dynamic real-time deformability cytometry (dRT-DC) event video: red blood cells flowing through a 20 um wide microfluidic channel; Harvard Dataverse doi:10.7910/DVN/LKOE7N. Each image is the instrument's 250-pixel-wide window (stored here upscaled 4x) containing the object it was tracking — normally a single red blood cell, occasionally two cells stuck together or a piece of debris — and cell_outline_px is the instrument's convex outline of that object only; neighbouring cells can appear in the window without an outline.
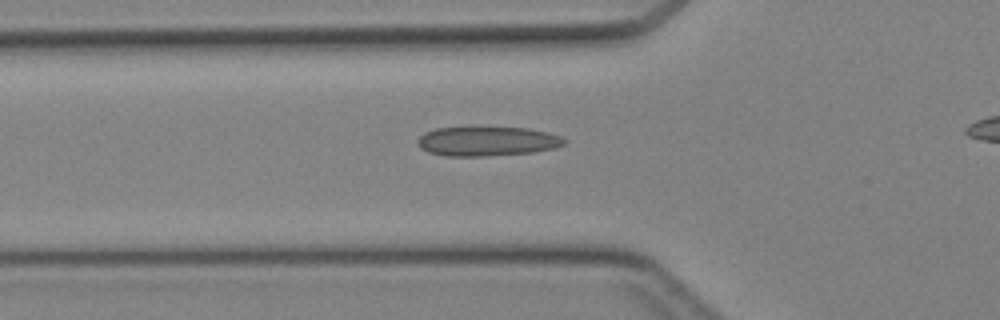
{"species": "Egyptian fruit bat (a non-hibernating species)", "species_latin": "Rousettus aegyptiacus", "temperature_condition": "cold", "stored_images_in_passage": 35, "camera_frame_rate_fps": 3000, "um_per_image_px": 0.085, "animal": {"sex": "female"}, "frame": {"image": 1, "passage_image": 11, "time_ms": 3.333, "image_size_px": [1000, 320], "cell_outline_px": [[568, 140], [564, 144], [556, 148], [532, 152], [484, 156], [444, 156], [428, 152], [420, 148], [416, 140], [424, 132], [436, 128], [528, 128], [548, 132], [560, 136]], "centroid_in_image_um": [41.41, 12.01], "position_along_channel_um": 84.4, "area_um2": 25.09}}
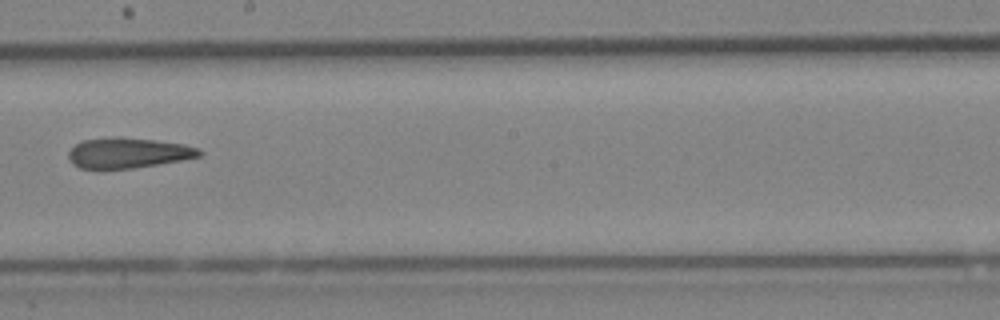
{"frame": {"image": 2, "passage_image": 21, "time_ms": 6.667, "image_size_px": [1000, 320], "cell_outline_px": [[204, 152], [200, 156], [180, 160], [132, 168], [80, 168], [72, 164], [68, 156], [68, 152], [76, 144], [84, 140], [156, 140], [184, 144], [200, 148]], "centroid_in_image_um": [10.94, 13.04], "position_along_channel_um": 237.3, "area_um2": 21.96}}
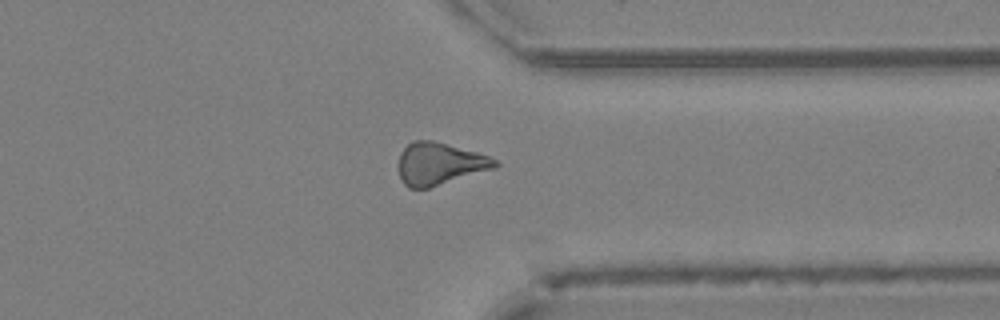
{"frame": {"image": 3, "passage_image": 30, "time_ms": 9.667, "image_size_px": [1000, 320], "cell_outline_px": [[500, 164], [496, 168], [428, 188], [408, 188], [404, 184], [396, 168], [396, 164], [400, 152], [412, 140], [432, 140], [476, 152], [488, 156], [496, 160]], "centroid_in_image_um": [37.31, 13.92], "position_along_channel_um": 374.1, "area_um2": 23.93}}